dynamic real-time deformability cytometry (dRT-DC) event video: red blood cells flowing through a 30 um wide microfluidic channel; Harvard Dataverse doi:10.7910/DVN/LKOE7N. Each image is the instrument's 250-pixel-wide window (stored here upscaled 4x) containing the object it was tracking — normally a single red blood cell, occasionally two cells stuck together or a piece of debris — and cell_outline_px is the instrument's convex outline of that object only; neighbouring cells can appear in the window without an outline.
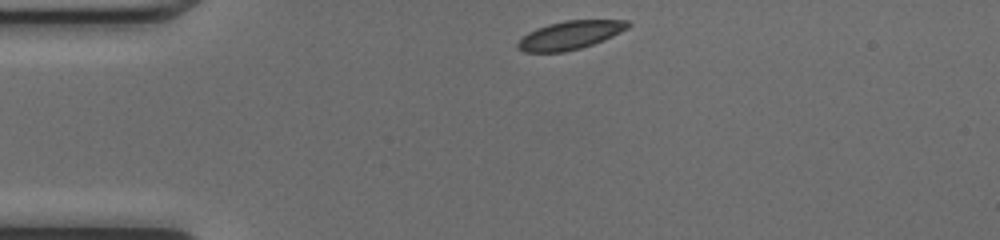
{"species": "common noctule bat (a hibernating species)", "species_latin": "Nyctalus noctula", "temperature_condition": "cold", "stored_images_in_passage": 39, "camera_frame_rate_fps": 3000, "um_per_image_px": 0.085, "animal": {"sex": "female", "body_mass_g": 17.0, "forearm_length_mm": 48.0}, "frame": {"image": 1, "passage_image": 1, "time_ms": 0.0, "image_size_px": [1000, 240], "cell_outline_px": [[632, 24], [628, 28], [612, 36], [592, 44], [580, 48], [564, 52], [524, 52], [516, 48], [516, 44], [528, 32], [536, 28], [548, 24], [564, 20], [628, 20]], "centroid_in_image_um": [48.44, 2.98], "position_along_channel_um": 36.6, "area_um2": 18.21}}
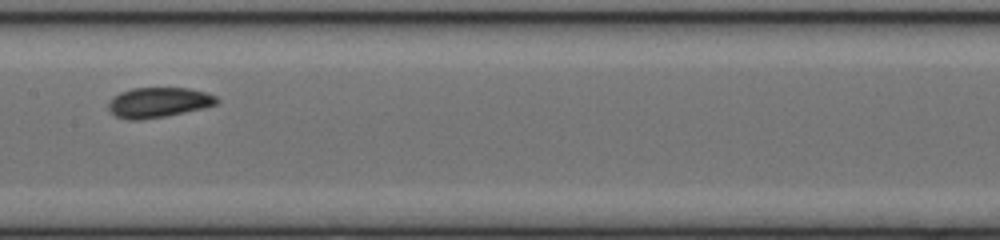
{"frame": {"image": 2, "passage_image": 15, "time_ms": 4.667, "image_size_px": [1000, 240], "cell_outline_px": [[220, 100], [216, 104], [204, 108], [164, 116], [140, 120], [128, 120], [116, 116], [108, 108], [108, 104], [112, 96], [120, 92], [132, 88], [188, 88], [208, 92], [216, 96]], "centroid_in_image_um": [13.48, 8.7], "position_along_channel_um": 193.9, "area_um2": 19.07}}
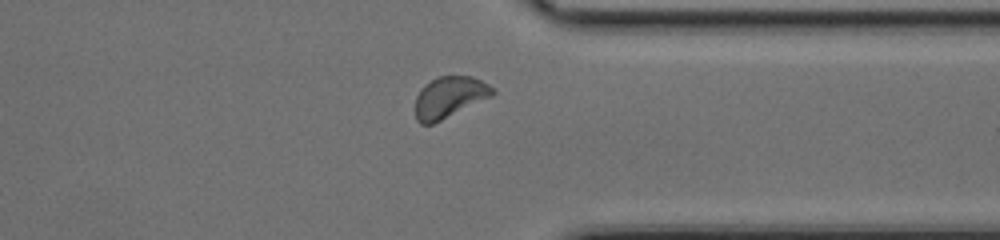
{"frame": {"image": 3, "passage_image": 28, "time_ms": 9.0, "image_size_px": [1000, 240], "cell_outline_px": [[496, 92], [492, 96], [432, 124], [420, 124], [416, 120], [416, 96], [420, 88], [424, 84], [440, 76], [472, 76], [496, 88]], "centroid_in_image_um": [38.2, 8.25], "position_along_channel_um": 373.2, "area_um2": 18.5}}